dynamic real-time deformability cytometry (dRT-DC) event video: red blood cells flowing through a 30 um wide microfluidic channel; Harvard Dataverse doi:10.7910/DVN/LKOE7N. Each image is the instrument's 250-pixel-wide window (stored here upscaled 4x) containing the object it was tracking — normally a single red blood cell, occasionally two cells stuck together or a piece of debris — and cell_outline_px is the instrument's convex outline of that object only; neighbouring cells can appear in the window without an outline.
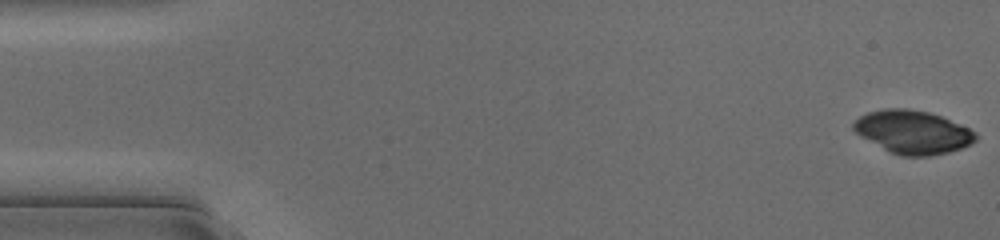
{"species": "common noctule bat (a hibernating species)", "species_latin": "Nyctalus noctula", "temperature_condition": "cold", "stored_images_in_passage": 48, "camera_frame_rate_fps": 3000, "um_per_image_px": 0.085, "animal": {"sex": "female", "body_mass_g": 17.0, "forearm_length_mm": 48.0}, "frame": {"image": 1, "passage_image": 1, "time_ms": 0.0, "image_size_px": [1000, 240], "cell_outline_px": [[976, 140], [972, 144], [948, 152], [928, 156], [900, 156], [860, 136], [852, 128], [852, 124], [860, 116], [868, 112], [888, 108], [908, 108], [928, 112], [940, 116], [960, 124], [976, 132]], "centroid_in_image_um": [77.59, 11.22], "position_along_channel_um": 7.4, "area_um2": 30.46}}